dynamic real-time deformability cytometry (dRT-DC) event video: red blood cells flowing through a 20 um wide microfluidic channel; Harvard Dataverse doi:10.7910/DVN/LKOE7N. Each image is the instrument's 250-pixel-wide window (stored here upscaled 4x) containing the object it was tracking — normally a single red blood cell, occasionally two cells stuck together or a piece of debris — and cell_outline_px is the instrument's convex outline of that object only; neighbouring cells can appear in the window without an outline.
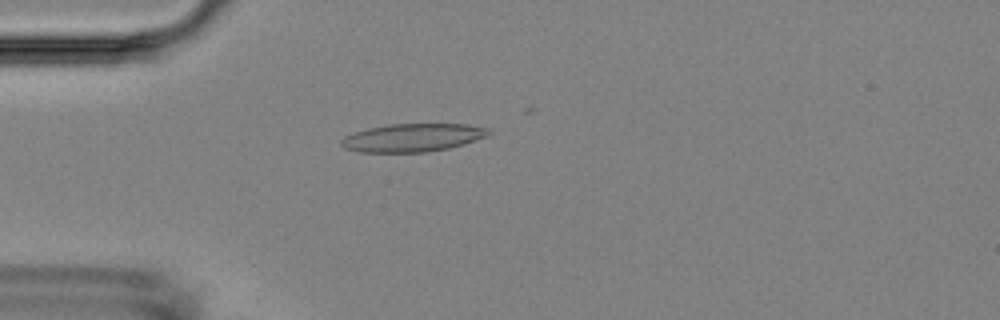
{"species": "Egyptian fruit bat (a non-hibernating species)", "species_latin": "Rousettus aegyptiacus", "temperature_condition": "room temperature", "stored_images_in_passage": 6, "camera_frame_rate_fps": 3000, "um_per_image_px": 0.085, "animal": {"sex": "female"}, "frame": {"image": 1, "passage_image": 1, "time_ms": 0.0, "image_size_px": [1000, 320], "cell_outline_px": [[492, 132], [488, 136], [464, 144], [448, 148], [424, 152], [360, 152], [344, 148], [340, 144], [340, 140], [344, 136], [368, 128], [388, 124], [468, 124], [488, 128]], "centroid_in_image_um": [35.08, 11.69], "position_along_channel_um": 49.9, "area_um2": 24.16}}
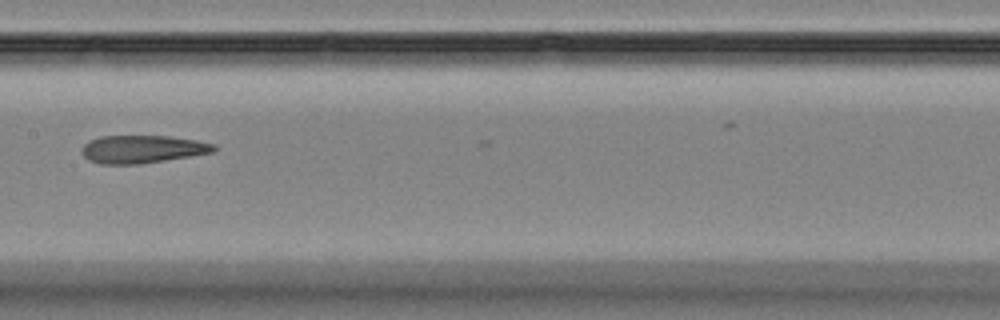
{"frame": {"image": 2, "passage_image": 5, "time_ms": 4.333, "image_size_px": [1000, 320], "cell_outline_px": [[216, 148], [212, 152], [140, 164], [100, 164], [88, 160], [80, 152], [84, 144], [100, 136], [168, 136], [196, 140], [216, 144]], "centroid_in_image_um": [12.07, 12.68], "position_along_channel_um": 195.3, "area_um2": 21.27}}